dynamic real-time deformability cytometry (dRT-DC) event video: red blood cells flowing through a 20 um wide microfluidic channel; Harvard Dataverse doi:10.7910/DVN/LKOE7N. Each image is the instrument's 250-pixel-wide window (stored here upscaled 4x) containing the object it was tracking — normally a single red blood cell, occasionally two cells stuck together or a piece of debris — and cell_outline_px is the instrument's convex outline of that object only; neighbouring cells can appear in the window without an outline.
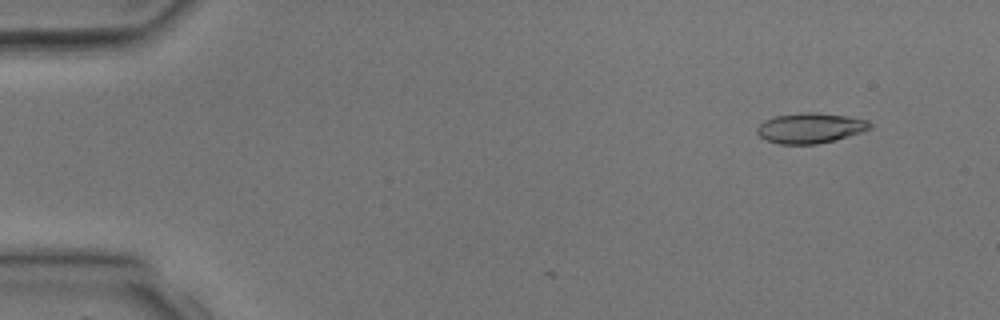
{"species": "common noctule bat (a hibernating species)", "species_latin": "Nyctalus noctula", "temperature_condition": "room temperature", "stored_images_in_passage": 3, "camera_frame_rate_fps": 3000, "um_per_image_px": 0.085, "animal": {"sex": "male", "body_mass_g": 17.9, "forearm_length_mm": 54.2}, "frame": {"image": 1, "passage_image": 1, "time_ms": 0.0, "image_size_px": [1000, 320], "cell_outline_px": [[872, 128], [848, 136], [816, 144], [780, 144], [768, 140], [760, 136], [756, 132], [756, 128], [764, 120], [776, 116], [804, 112], [816, 112], [848, 116], [868, 120], [872, 124]], "centroid_in_image_um": [68.88, 10.87], "position_along_channel_um": 16.1, "area_um2": 19.77}}